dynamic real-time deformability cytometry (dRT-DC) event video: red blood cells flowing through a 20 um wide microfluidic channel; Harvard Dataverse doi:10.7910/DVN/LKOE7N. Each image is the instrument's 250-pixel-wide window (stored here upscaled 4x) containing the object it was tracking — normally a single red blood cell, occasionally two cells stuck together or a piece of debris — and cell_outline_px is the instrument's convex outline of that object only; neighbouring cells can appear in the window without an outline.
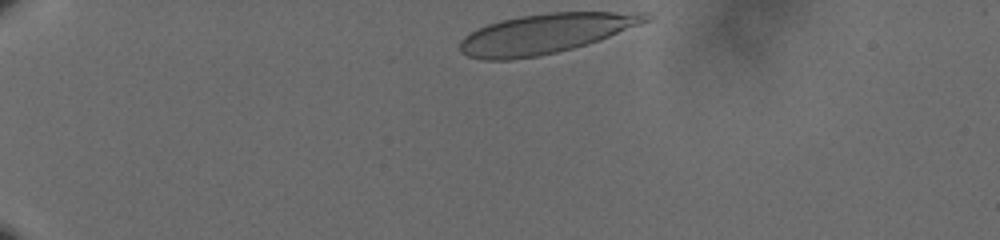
{"species": "human", "species_latin": "Homo sapiens", "temperature_condition": "cold", "stored_images_in_passage": 39, "camera_frame_rate_fps": 3000, "um_per_image_px": 0.085, "donor": {"sex": "male"}, "frame": {"image": 1, "passage_image": 1, "time_ms": 0.0, "image_size_px": [1000, 240], "cell_outline_px": [[652, 20], [608, 36], [572, 48], [556, 52], [536, 56], [508, 60], [484, 60], [468, 56], [460, 52], [460, 40], [464, 36], [476, 28], [500, 20], [520, 16], [552, 12], [648, 12], [652, 16]], "centroid_in_image_um": [46.33, 2.84], "position_along_channel_um": 38.7, "area_um2": 42.77}}
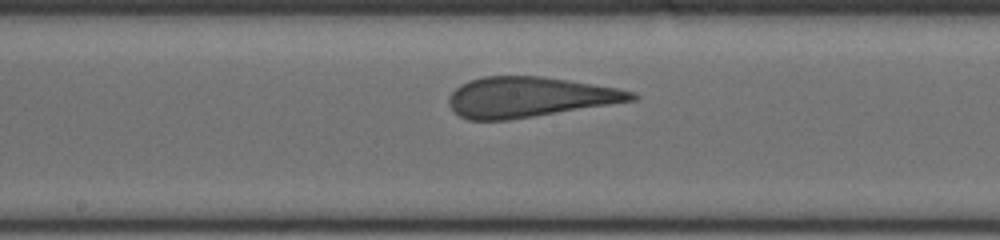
{"frame": {"image": 2, "passage_image": 21, "time_ms": 6.667, "image_size_px": [1000, 240], "cell_outline_px": [[640, 96], [636, 100], [508, 120], [468, 120], [460, 116], [448, 104], [448, 96], [460, 84], [468, 80], [484, 76], [540, 76], [568, 80], [616, 88], [632, 92]], "centroid_in_image_um": [44.94, 8.25], "position_along_channel_um": 203.3, "area_um2": 42.54}}
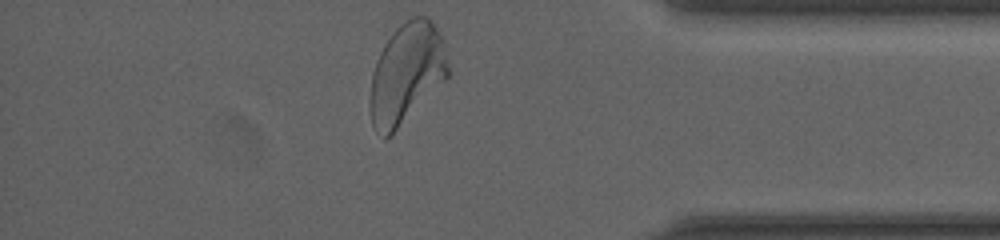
{"frame": {"image": 3, "passage_image": 39, "time_ms": 12.667, "image_size_px": [1000, 240], "cell_outline_px": [[448, 76], [384, 140], [376, 132], [372, 124], [368, 108], [368, 104], [372, 72], [376, 60], [384, 44], [392, 32], [400, 24], [412, 16], [428, 16], [432, 20], [440, 36], [448, 68]], "centroid_in_image_um": [34.48, 6.22], "position_along_channel_um": 400.7, "area_um2": 44.85}, "authors_computed_cell_mechanics": {"area_um2": 43.2922, "velocity_mm_per_s": 3.5821, "shape_relaxation_time_tau1_ms": 5.3714, "shape_relaxation_time_tau2_ms": 0.9096, "deformation_change_tau1": 0.1888, "deformation_change_tau2": 0.0821}}